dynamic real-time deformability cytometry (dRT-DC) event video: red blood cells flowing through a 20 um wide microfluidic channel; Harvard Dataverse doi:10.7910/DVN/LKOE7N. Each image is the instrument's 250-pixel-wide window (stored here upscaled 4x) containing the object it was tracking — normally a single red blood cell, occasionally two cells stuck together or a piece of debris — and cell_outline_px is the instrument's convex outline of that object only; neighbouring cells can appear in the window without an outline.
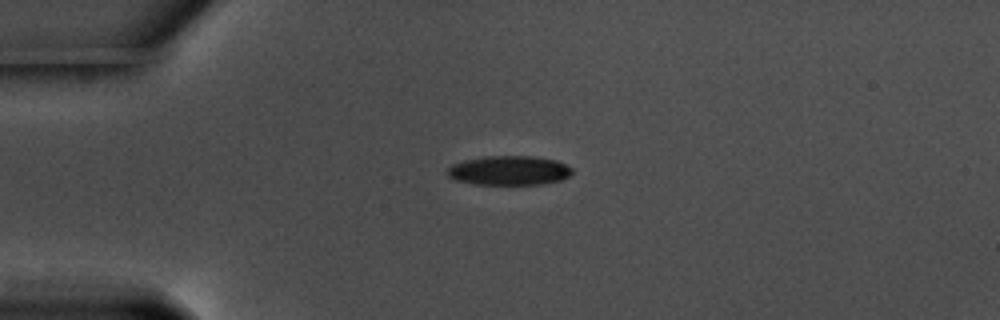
{"species": "common noctule bat (a hibernating species)", "species_latin": "Nyctalus noctula", "temperature_condition": "warm", "stored_images_in_passage": 38, "camera_frame_rate_fps": 3000, "um_per_image_px": 0.085, "animal": {"sex": "male", "body_mass_g": 17.5, "forearm_length_mm": 52.3}, "frame": {"image": 1, "passage_image": 1, "time_ms": 0.0, "image_size_px": [1000, 320], "cell_outline_px": [[572, 172], [568, 176], [560, 180], [540, 184], [472, 184], [456, 180], [448, 176], [448, 168], [452, 164], [464, 160], [484, 156], [532, 156], [556, 160], [572, 168]], "centroid_in_image_um": [43.25, 14.48], "position_along_channel_um": 41.8, "area_um2": 21.21}}
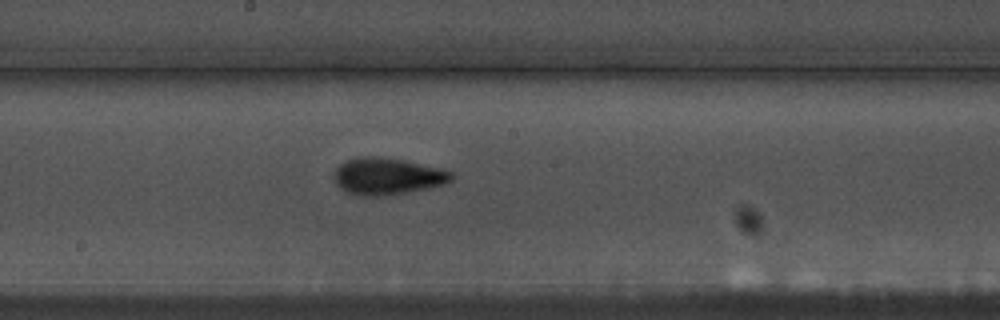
{"frame": {"image": 2, "passage_image": 18, "time_ms": 5.667, "image_size_px": [1000, 320], "cell_outline_px": [[452, 180], [444, 184], [428, 188], [404, 192], [368, 196], [364, 196], [348, 192], [340, 188], [336, 184], [332, 176], [332, 172], [344, 160], [360, 156], [376, 156], [404, 160], [440, 168], [452, 172]], "centroid_in_image_um": [32.87, 14.95], "position_along_channel_um": 215.3, "area_um2": 25.03}}
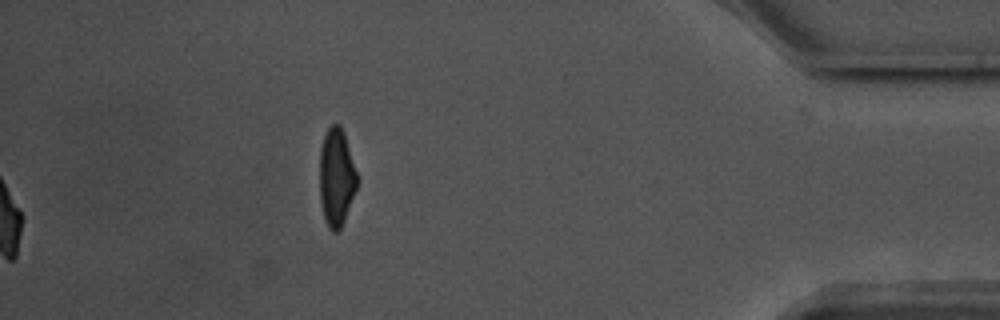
{"frame": {"image": 3, "passage_image": 38, "time_ms": 12.333, "image_size_px": [1000, 320], "cell_outline_px": [[360, 180], [344, 220], [340, 228], [336, 232], [332, 232], [328, 228], [324, 216], [320, 200], [320, 148], [324, 136], [328, 128], [332, 124], [340, 124], [344, 132]], "centroid_in_image_um": [28.61, 15.05], "position_along_channel_um": 406.6, "area_um2": 21.56}, "authors_computed_cell_mechanics": {"area_um2": 22.5131, "velocity_mm_per_s": 3.5681, "shape_relaxation_time_tau1_ms": 2.605, "shape_relaxation_time_tau2_ms": 2.0236, "deformation_change_tau1": 0.1338, "deformation_change_tau2": 0.0823}}